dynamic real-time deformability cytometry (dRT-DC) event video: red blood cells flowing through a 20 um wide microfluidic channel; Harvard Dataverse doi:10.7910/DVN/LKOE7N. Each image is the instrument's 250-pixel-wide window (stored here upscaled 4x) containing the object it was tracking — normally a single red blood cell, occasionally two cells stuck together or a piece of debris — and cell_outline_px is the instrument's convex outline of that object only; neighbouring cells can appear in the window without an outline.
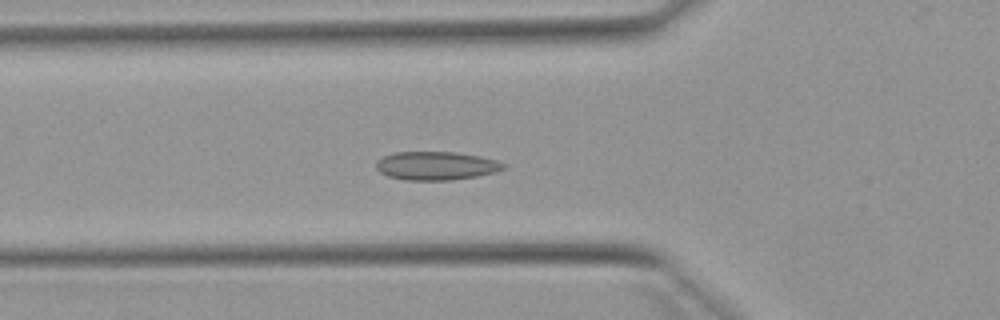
{"species": "Egyptian fruit bat (a non-hibernating species)", "species_latin": "Rousettus aegyptiacus", "temperature_condition": "warm", "stored_images_in_passage": 54, "camera_frame_rate_fps": 3000, "um_per_image_px": 0.085, "animal": {"sex": "female"}, "frame": {"image": 1, "passage_image": 19, "time_ms": 6.0, "image_size_px": [1000, 320], "cell_outline_px": [[508, 164], [504, 168], [496, 172], [476, 176], [452, 180], [404, 180], [388, 176], [380, 172], [376, 168], [376, 160], [392, 152], [456, 152], [480, 156], [496, 160]], "centroid_in_image_um": [37.07, 14.09], "position_along_channel_um": 88.7, "area_um2": 21.27}}
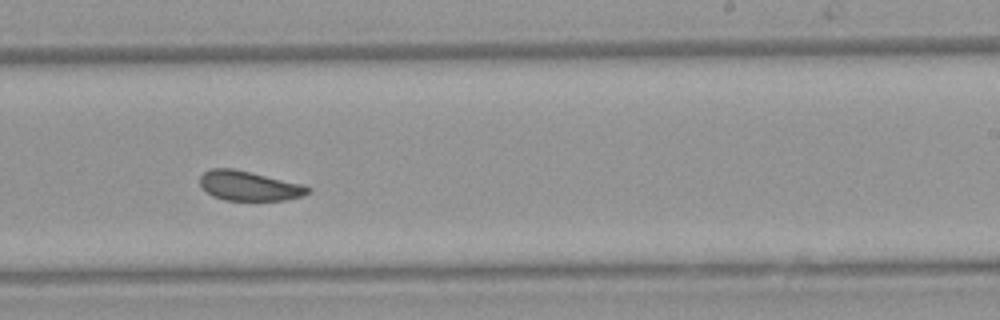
{"frame": {"image": 2, "passage_image": 33, "time_ms": 10.667, "image_size_px": [1000, 320], "cell_outline_px": [[312, 192], [304, 196], [288, 200], [224, 200], [212, 196], [200, 188], [200, 176], [204, 172], [212, 168], [232, 168], [304, 184], [312, 188]], "centroid_in_image_um": [21.2, 15.81], "position_along_channel_um": 267.8, "area_um2": 18.96}}
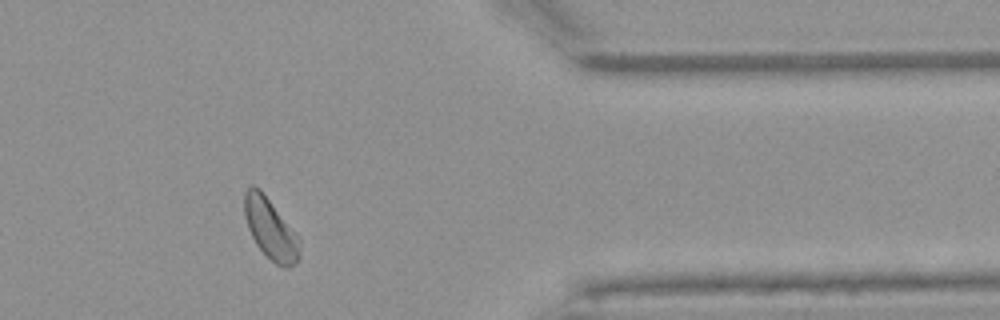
{"frame": {"image": 3, "passage_image": 44, "time_ms": 14.333, "image_size_px": [1000, 320], "cell_outline_px": [[300, 248], [296, 264], [288, 268], [284, 268], [276, 264], [256, 244], [248, 228], [244, 216], [244, 192], [252, 184], [260, 188], [300, 240]], "centroid_in_image_um": [22.96, 19.44], "position_along_channel_um": 388.4, "area_um2": 19.19}, "authors_computed_cell_mechanics": {"area_um2": 19.9699, "velocity_mm_per_s": 3.8558, "shape_relaxation_time_tau1_ms": 6.5429, "shape_relaxation_time_tau2_ms": 1.8678, "deformation_change_tau1": 0.1059, "deformation_change_tau2": 0.0602}}